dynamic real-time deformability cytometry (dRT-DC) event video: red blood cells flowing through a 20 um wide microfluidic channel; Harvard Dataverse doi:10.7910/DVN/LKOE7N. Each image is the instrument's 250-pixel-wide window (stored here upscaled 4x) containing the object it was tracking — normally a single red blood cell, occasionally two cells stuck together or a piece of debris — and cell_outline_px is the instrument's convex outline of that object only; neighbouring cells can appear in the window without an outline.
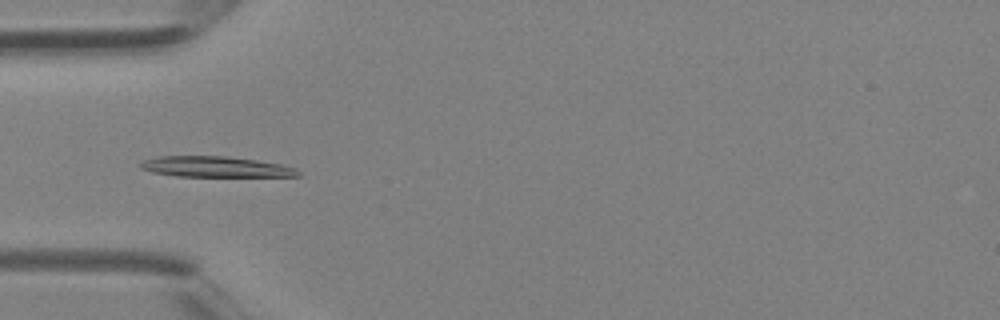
{"species": "Egyptian fruit bat (a non-hibernating species)", "species_latin": "Rousettus aegyptiacus", "temperature_condition": "room temperature", "stored_images_in_passage": 6, "camera_frame_rate_fps": 3000, "um_per_image_px": 0.085, "animal": {"sex": "female"}, "frame": {"image": 1, "passage_image": 5, "time_ms": 1.333, "image_size_px": [1000, 320], "cell_outline_px": [[300, 176], [176, 176], [152, 172], [140, 168], [140, 164], [144, 160], [160, 156], [224, 156], [256, 160], [280, 164], [296, 168], [300, 172]], "centroid_in_image_um": [18.32, 14.18], "position_along_channel_um": 66.7, "area_um2": 18.79}}
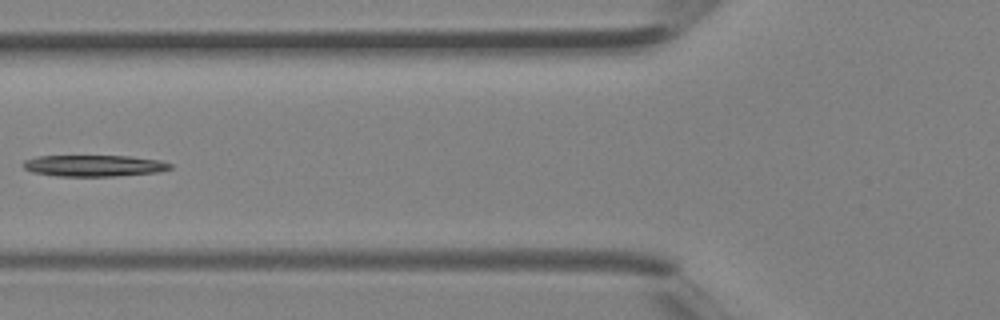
{"frame": {"image": 2, "passage_image": 6, "time_ms": 1.667, "image_size_px": [1000, 320], "cell_outline_px": [[172, 168], [156, 172], [116, 176], [56, 176], [32, 172], [24, 168], [20, 164], [24, 160], [36, 156], [132, 156], [160, 160], [172, 164]], "centroid_in_image_um": [7.96, 14.08], "position_along_channel_um": 117.8, "area_um2": 18.44}}